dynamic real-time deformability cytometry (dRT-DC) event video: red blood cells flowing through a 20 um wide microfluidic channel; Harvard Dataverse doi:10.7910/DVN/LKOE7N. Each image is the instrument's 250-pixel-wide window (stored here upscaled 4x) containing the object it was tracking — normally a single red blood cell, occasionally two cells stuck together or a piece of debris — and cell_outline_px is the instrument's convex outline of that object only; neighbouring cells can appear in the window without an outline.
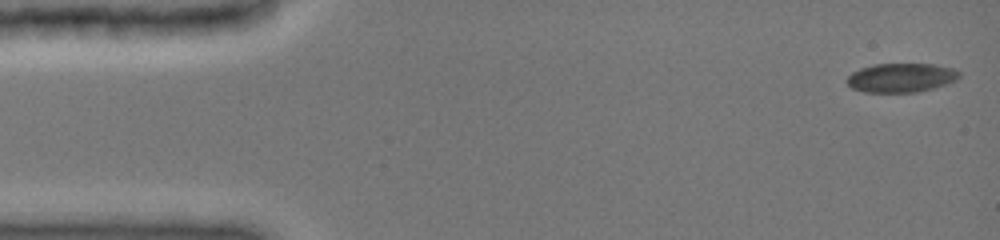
{"species": "common noctule bat (a hibernating species)", "species_latin": "Nyctalus noctula", "temperature_condition": "cold", "stored_images_in_passage": 47, "camera_frame_rate_fps": 3000, "um_per_image_px": 0.085, "animal": {"sex": "female", "body_mass_g": 19.0, "forearm_length_mm": 51.5}, "frame": {"image": 1, "passage_image": 1, "time_ms": 0.0, "image_size_px": [1000, 240], "cell_outline_px": [[960, 76], [956, 80], [932, 88], [916, 92], [864, 92], [852, 88], [844, 80], [852, 72], [860, 68], [872, 64], [936, 64], [952, 68], [960, 72]], "centroid_in_image_um": [76.56, 6.6], "position_along_channel_um": 8.4, "area_um2": 19.02}}
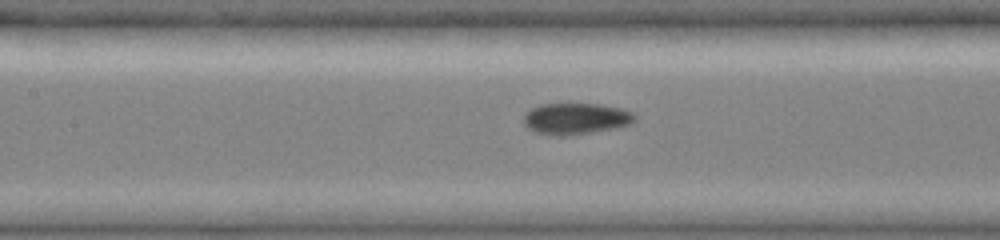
{"frame": {"image": 2, "passage_image": 21, "time_ms": 6.667, "image_size_px": [1000, 240], "cell_outline_px": [[636, 120], [628, 124], [616, 128], [568, 136], [556, 136], [536, 132], [528, 128], [524, 124], [524, 116], [532, 108], [540, 104], [600, 104], [620, 108], [632, 112], [636, 116]], "centroid_in_image_um": [48.95, 10.09], "position_along_channel_um": 158.5, "area_um2": 20.23}}
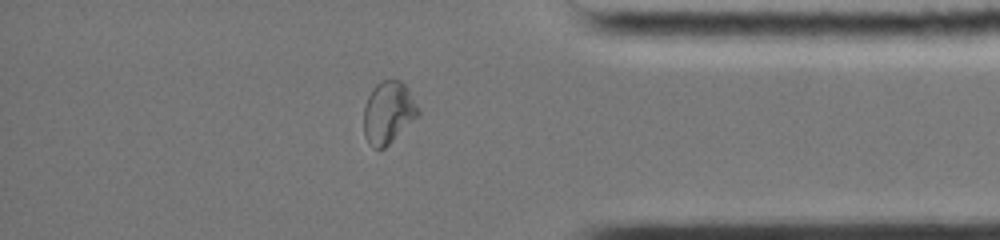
{"frame": {"image": 3, "passage_image": 40, "time_ms": 13.0, "image_size_px": [1000, 240], "cell_outline_px": [[420, 116], [384, 148], [372, 148], [368, 144], [364, 136], [364, 104], [372, 88], [380, 80], [400, 80], [408, 88], [420, 108]], "centroid_in_image_um": [33.02, 9.56], "position_along_channel_um": 402.2, "area_um2": 20.11}, "authors_computed_cell_mechanics": {"area_um2": 19.7098, "velocity_mm_per_s": 3.9879, "shape_relaxation_time_tau1_ms": 8.8643, "shape_relaxation_time_tau2_ms": 1.9843, "deformation_change_tau1": 0.1885, "deformation_change_tau2": 0.0418}}